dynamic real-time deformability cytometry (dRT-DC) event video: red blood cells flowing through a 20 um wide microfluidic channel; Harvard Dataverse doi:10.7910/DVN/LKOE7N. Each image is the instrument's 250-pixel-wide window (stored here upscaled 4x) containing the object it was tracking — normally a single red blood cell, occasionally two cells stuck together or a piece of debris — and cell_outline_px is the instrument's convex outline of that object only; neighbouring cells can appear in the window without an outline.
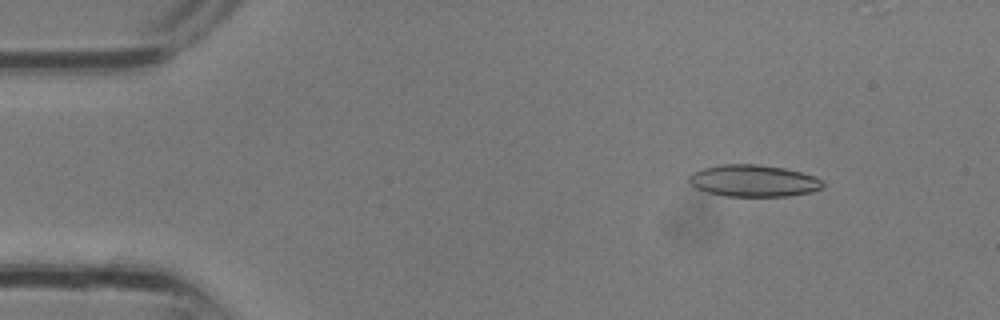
{"species": "common noctule bat (a hibernating species)", "species_latin": "Nyctalus noctula", "temperature_condition": "room temperature", "stored_images_in_passage": 2, "camera_frame_rate_fps": 3000, "um_per_image_px": 0.085, "animal": {"sex": "male", "body_mass_g": 13.3}, "frame": {"image": 1, "passage_image": 1, "time_ms": 0.0, "image_size_px": [1000, 320], "cell_outline_px": [[824, 184], [820, 188], [812, 192], [788, 196], [724, 196], [708, 192], [696, 188], [688, 180], [688, 176], [692, 172], [704, 168], [724, 164], [756, 164], [784, 168], [800, 172], [812, 176], [820, 180]], "centroid_in_image_um": [64.02, 15.37], "position_along_channel_um": 21.0, "area_um2": 24.62}}